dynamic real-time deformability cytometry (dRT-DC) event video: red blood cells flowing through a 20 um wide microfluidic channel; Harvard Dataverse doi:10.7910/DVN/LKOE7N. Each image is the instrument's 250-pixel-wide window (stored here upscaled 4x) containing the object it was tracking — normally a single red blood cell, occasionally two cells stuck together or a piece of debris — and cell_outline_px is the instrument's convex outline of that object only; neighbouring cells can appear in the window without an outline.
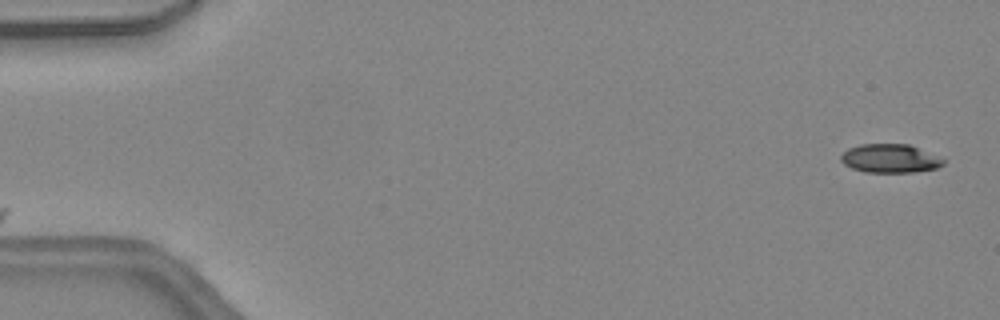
{"species": "common noctule bat (a hibernating species)", "species_latin": "Nyctalus noctula", "temperature_condition": "warm", "stored_images_in_passage": 11, "camera_frame_rate_fps": 3000, "um_per_image_px": 0.085, "animal": {"sex": "female", "body_mass_g": 24.6, "forearm_length_mm": 56.2}, "frame": {"image": 1, "passage_image": 1, "time_ms": 0.0, "image_size_px": [1000, 320], "cell_outline_px": [[944, 164], [936, 168], [912, 172], [864, 172], [852, 168], [844, 164], [840, 160], [840, 156], [848, 148], [860, 144], [908, 144], [944, 160]], "centroid_in_image_um": [75.58, 13.47], "position_along_channel_um": 9.4, "area_um2": 16.82}}